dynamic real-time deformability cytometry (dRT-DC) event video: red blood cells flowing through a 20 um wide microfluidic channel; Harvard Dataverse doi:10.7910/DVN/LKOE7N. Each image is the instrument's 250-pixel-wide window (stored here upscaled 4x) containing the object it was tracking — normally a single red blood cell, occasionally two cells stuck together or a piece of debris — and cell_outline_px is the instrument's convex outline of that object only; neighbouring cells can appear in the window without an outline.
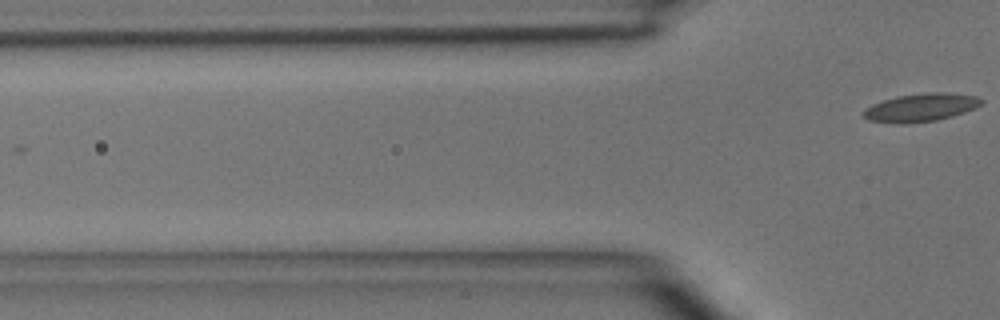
{"species": "common noctule bat (a hibernating species)", "species_latin": "Nyctalus noctula", "temperature_condition": "room temperature", "stored_images_in_passage": 2, "camera_frame_rate_fps": 3000, "um_per_image_px": 0.085, "animal": {"sex": "male", "body_mass_g": 15.6}, "frame": {"image": 1, "passage_image": 2, "time_ms": 1.333, "image_size_px": [1000, 320], "cell_outline_px": [[984, 100], [976, 108], [952, 116], [936, 120], [904, 124], [900, 124], [868, 120], [864, 116], [864, 112], [872, 104], [896, 96], [928, 92], [944, 92], [976, 96]], "centroid_in_image_um": [78.29, 9.13], "position_along_channel_um": 47.5, "area_um2": 19.13}}